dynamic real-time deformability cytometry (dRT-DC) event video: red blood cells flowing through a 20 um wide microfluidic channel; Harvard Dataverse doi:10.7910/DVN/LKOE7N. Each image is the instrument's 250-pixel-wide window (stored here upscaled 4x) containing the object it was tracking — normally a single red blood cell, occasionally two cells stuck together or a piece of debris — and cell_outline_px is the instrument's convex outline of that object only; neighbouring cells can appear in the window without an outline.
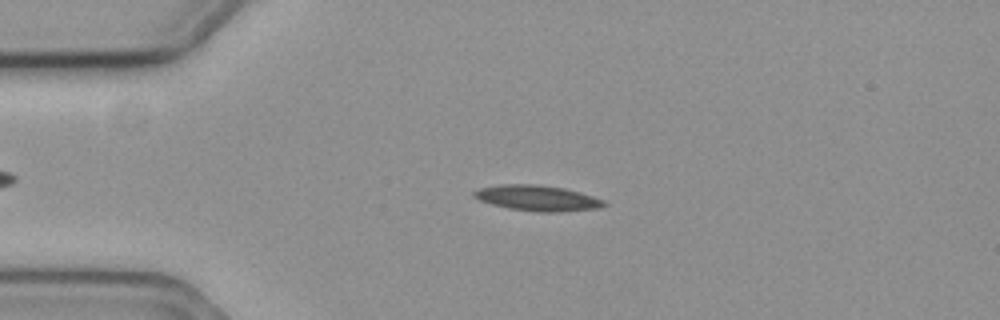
{"species": "common noctule bat (a hibernating species)", "species_latin": "Nyctalus noctula", "temperature_condition": "cold", "stored_images_in_passage": 57, "camera_frame_rate_fps": 3000, "um_per_image_px": 0.085, "animal": {"sex": "female", "body_mass_g": 19.3, "forearm_length_mm": 54.1}, "frame": {"image": 1, "passage_image": 13, "time_ms": 4.0, "image_size_px": [1000, 320], "cell_outline_px": [[608, 204], [596, 208], [560, 212], [536, 212], [508, 208], [492, 204], [480, 200], [472, 196], [472, 192], [480, 188], [500, 184], [532, 184], [564, 188], [580, 192], [604, 200]], "centroid_in_image_um": [45.66, 16.84], "position_along_channel_um": 39.3, "area_um2": 19.31}}
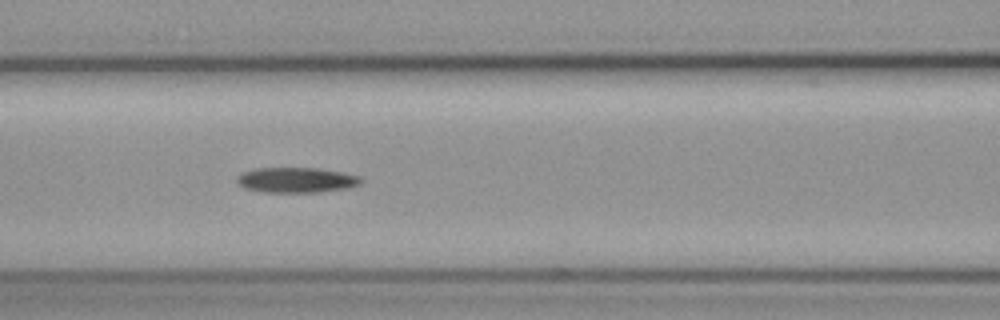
{"frame": {"image": 2, "passage_image": 24, "time_ms": 7.667, "image_size_px": [1000, 320], "cell_outline_px": [[364, 180], [360, 184], [348, 188], [320, 192], [264, 192], [244, 188], [236, 180], [236, 176], [244, 172], [256, 168], [320, 168], [344, 172], [360, 176]], "centroid_in_image_um": [25.24, 15.3], "position_along_channel_um": 141.4, "area_um2": 18.38}}
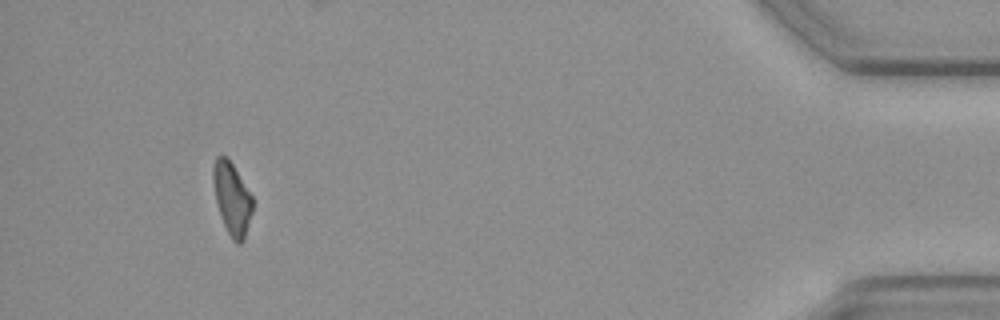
{"frame": {"image": 3, "passage_image": 53, "time_ms": 17.333, "image_size_px": [1000, 320], "cell_outline_px": [[252, 212], [244, 240], [240, 244], [236, 244], [232, 240], [224, 224], [216, 200], [212, 180], [212, 168], [216, 156], [224, 156], [232, 164], [252, 196]], "centroid_in_image_um": [19.71, 16.89], "position_along_channel_um": 415.5, "area_um2": 16.3}, "authors_computed_cell_mechanics": {"area_um2": 17.8602, "velocity_mm_per_s": 3.608, "shape_relaxation_time_tau1_ms": 5.8441, "shape_relaxation_time_tau2_ms": null, "deformation_change_tau1": 0.1262, "deformation_change_tau2": null}}